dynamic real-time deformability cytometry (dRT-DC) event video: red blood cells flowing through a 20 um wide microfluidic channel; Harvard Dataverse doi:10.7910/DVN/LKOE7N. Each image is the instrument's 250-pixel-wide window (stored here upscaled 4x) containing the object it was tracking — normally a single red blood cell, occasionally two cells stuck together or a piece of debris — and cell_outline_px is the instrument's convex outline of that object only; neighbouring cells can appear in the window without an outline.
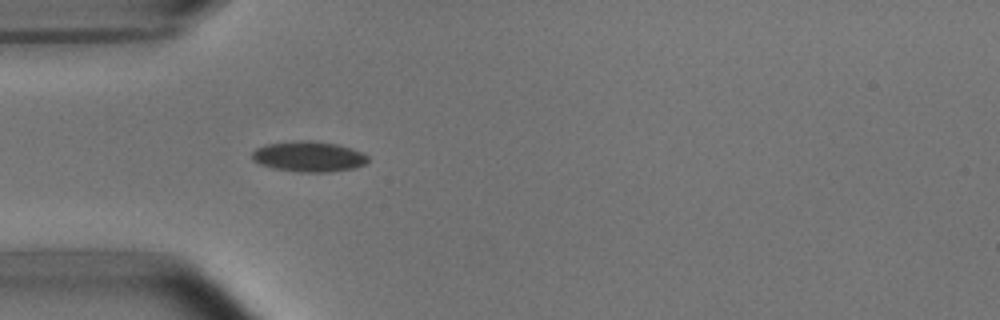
{"species": "common noctule bat (a hibernating species)", "species_latin": "Nyctalus noctula", "temperature_condition": "room temperature", "stored_images_in_passage": 4, "camera_frame_rate_fps": 3000, "um_per_image_px": 0.085, "animal": {"sex": "male", "body_mass_g": 15.6}, "frame": {"image": 1, "passage_image": 4, "time_ms": 4.333, "image_size_px": [1000, 320], "cell_outline_px": [[368, 160], [364, 164], [356, 168], [328, 172], [300, 172], [272, 168], [260, 164], [252, 160], [252, 152], [256, 148], [264, 144], [300, 140], [312, 140], [336, 144], [352, 148], [364, 152], [368, 156]], "centroid_in_image_um": [26.24, 13.3], "position_along_channel_um": 58.8, "area_um2": 20.81}}